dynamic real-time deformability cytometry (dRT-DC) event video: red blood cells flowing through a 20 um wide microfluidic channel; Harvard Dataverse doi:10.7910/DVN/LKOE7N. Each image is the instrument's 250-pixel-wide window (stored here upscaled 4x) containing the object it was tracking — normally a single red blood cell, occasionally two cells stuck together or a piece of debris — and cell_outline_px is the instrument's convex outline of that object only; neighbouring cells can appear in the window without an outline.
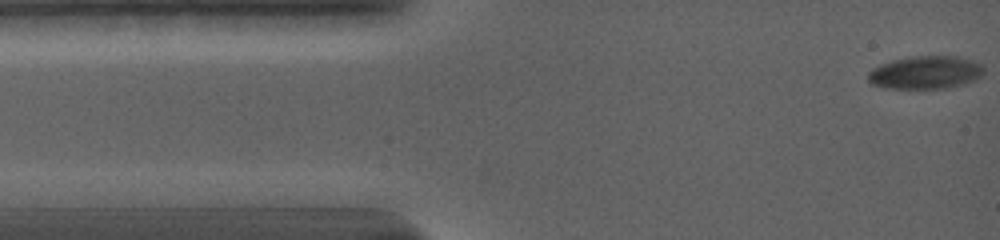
{"species": "common noctule bat (a hibernating species)", "species_latin": "Nyctalus noctula", "temperature_condition": "warm", "stored_images_in_passage": 44, "camera_frame_rate_fps": 5000, "um_per_image_px": 0.085, "animal": {"sex": "female", "body_mass_g": 19.0, "forearm_length_mm": 56.7}, "frame": {"image": 1, "passage_image": 1, "time_ms": 0.0, "image_size_px": [1000, 240], "cell_outline_px": [[984, 72], [980, 76], [964, 84], [944, 88], [884, 88], [872, 84], [868, 80], [868, 72], [872, 68], [880, 64], [892, 60], [912, 56], [956, 56], [980, 64], [984, 68]], "centroid_in_image_um": [78.62, 6.16], "position_along_channel_um": 6.4, "area_um2": 22.08}}
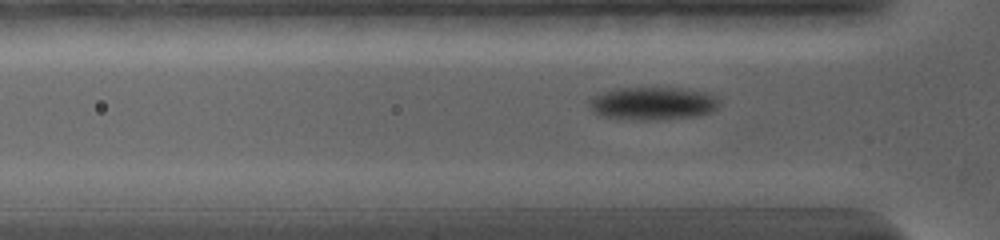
{"frame": {"image": 2, "passage_image": 25, "time_ms": 3.8, "image_size_px": [1000, 240], "cell_outline_px": [[720, 104], [716, 108], [708, 112], [692, 116], [644, 120], [636, 120], [600, 116], [592, 112], [588, 104], [588, 96], [616, 88], [680, 88], [704, 92], [716, 96]], "centroid_in_image_um": [55.37, 8.78], "position_along_channel_um": 70.4, "area_um2": 24.91}}
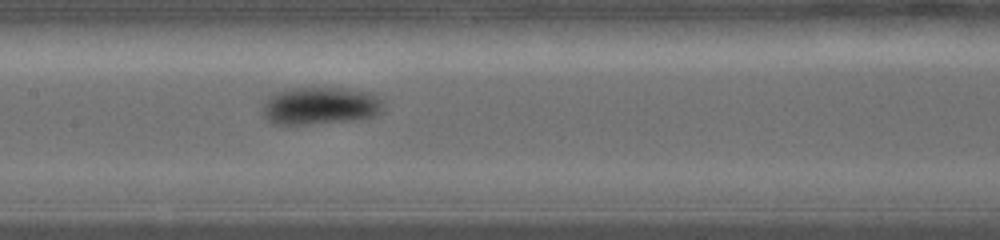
{"frame": {"image": 3, "passage_image": 43, "time_ms": 6.8, "image_size_px": [1000, 240], "cell_outline_px": [[384, 108], [380, 112], [364, 120], [304, 124], [276, 124], [268, 120], [264, 116], [264, 104], [268, 96], [276, 92], [288, 88], [344, 88], [372, 92], [384, 100]], "centroid_in_image_um": [27.29, 8.99], "position_along_channel_um": 180.1, "area_um2": 26.76}}